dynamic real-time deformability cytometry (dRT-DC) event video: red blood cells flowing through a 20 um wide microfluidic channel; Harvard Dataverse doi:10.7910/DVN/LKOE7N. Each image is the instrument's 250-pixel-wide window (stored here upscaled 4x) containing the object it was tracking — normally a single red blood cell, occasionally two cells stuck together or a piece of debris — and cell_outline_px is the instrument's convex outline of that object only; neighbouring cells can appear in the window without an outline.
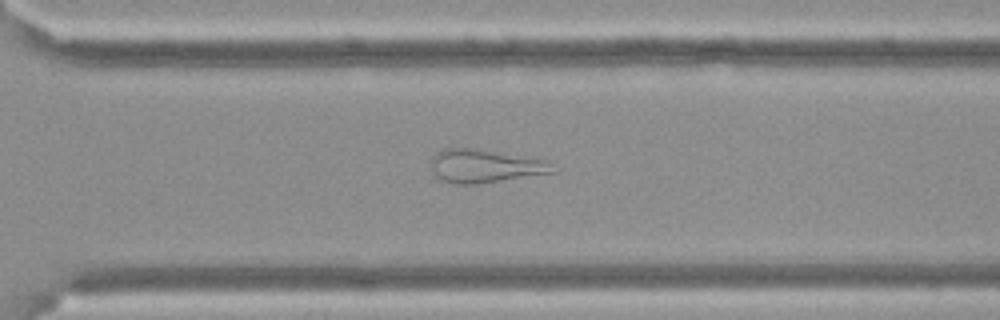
{"species": "Egyptian fruit bat (a non-hibernating species)", "species_latin": "Rousettus aegyptiacus", "temperature_condition": "cold", "stored_images_in_passage": 60, "camera_frame_rate_fps": 3000, "um_per_image_px": 0.085, "frame": {"image": 1, "passage_image": 43, "time_ms": 14.0, "image_size_px": [1000, 320], "cell_outline_px": [[556, 172], [476, 184], [452, 184], [436, 176], [432, 172], [432, 156], [436, 152], [444, 148], [472, 148], [536, 156], [552, 164]], "centroid_in_image_um": [41.25, 14.09], "position_along_channel_um": 329.3, "area_um2": 23.93}}
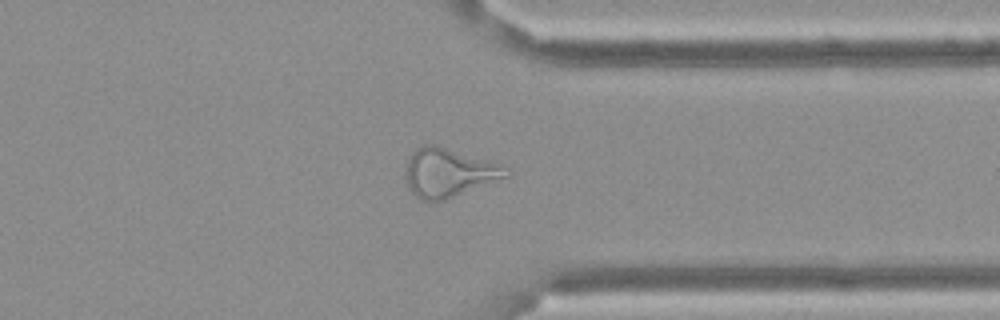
{"frame": {"image": 2, "passage_image": 47, "time_ms": 15.333, "image_size_px": [1000, 320], "cell_outline_px": [[508, 176], [444, 200], [420, 200], [412, 192], [404, 176], [404, 172], [408, 160], [412, 152], [416, 148], [424, 144], [436, 144], [508, 168]], "centroid_in_image_um": [38.06, 14.67], "position_along_channel_um": 373.3, "area_um2": 27.86}}
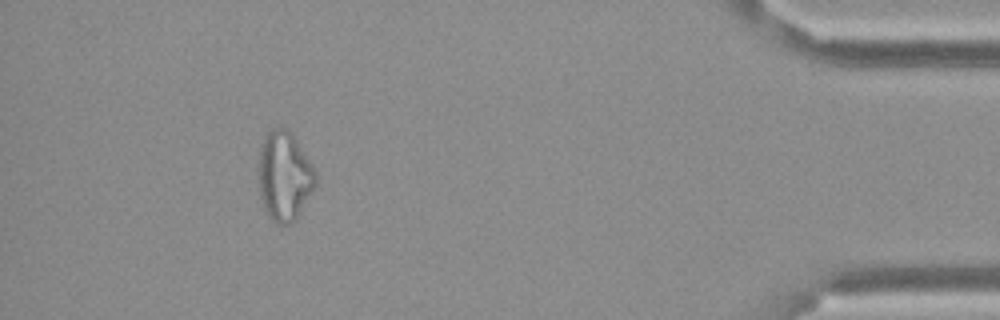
{"frame": {"image": 3, "passage_image": 55, "time_ms": 18.0, "image_size_px": [1000, 320], "cell_outline_px": [[316, 184], [292, 224], [276, 224], [268, 216], [260, 200], [256, 172], [256, 168], [260, 148], [264, 136], [272, 128], [284, 128], [296, 140], [316, 168]], "centroid_in_image_um": [24.12, 14.98], "position_along_channel_um": 411.1, "area_um2": 30.11}, "authors_computed_cell_mechanics": {"area_um2": 29.4491, "velocity_mm_per_s": 3.426, "shape_relaxation_time_tau1_ms": null, "shape_relaxation_time_tau2_ms": 4.6518, "deformation_change_tau1": null, "deformation_change_tau2": 0.1646}}